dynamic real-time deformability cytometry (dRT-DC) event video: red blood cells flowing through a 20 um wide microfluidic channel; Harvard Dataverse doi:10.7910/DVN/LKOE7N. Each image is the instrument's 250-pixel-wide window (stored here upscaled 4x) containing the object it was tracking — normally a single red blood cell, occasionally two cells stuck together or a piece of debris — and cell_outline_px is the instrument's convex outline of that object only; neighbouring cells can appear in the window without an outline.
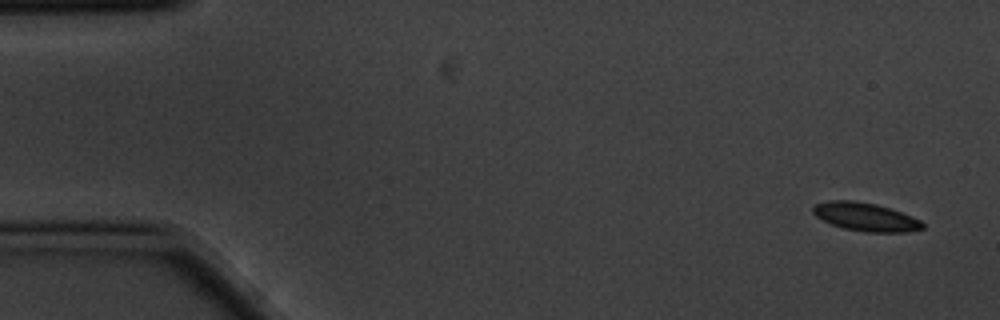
{"species": "common noctule bat (a hibernating species)", "species_latin": "Nyctalus noctula", "temperature_condition": "cold", "stored_images_in_passage": 5, "camera_frame_rate_fps": 3000, "um_per_image_px": 0.085, "animal": {"sex": "male", "body_mass_g": 20.1, "forearm_length_mm": 53.5}, "frame": {"image": 1, "passage_image": 1, "time_ms": 0.0, "image_size_px": [1000, 320], "cell_outline_px": [[924, 228], [908, 232], [868, 232], [844, 228], [832, 224], [816, 216], [812, 212], [812, 208], [816, 204], [828, 200], [852, 200], [876, 204], [912, 216], [920, 220], [924, 224]], "centroid_in_image_um": [73.57, 18.43], "position_along_channel_um": 11.4, "area_um2": 17.92}}
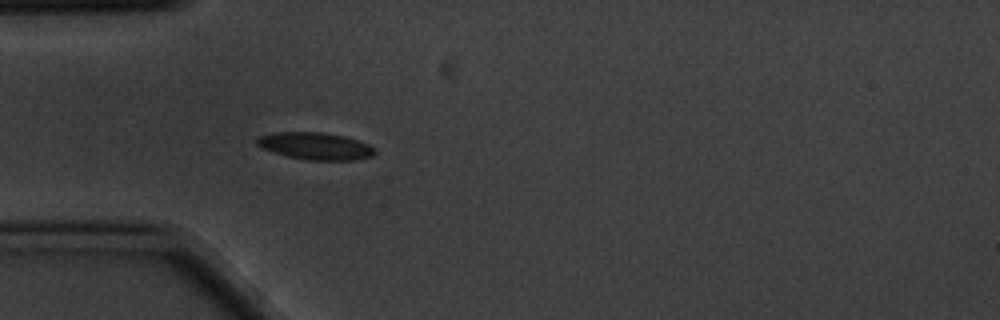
{"frame": {"image": 2, "passage_image": 5, "time_ms": 1.333, "image_size_px": [1000, 320], "cell_outline_px": [[376, 152], [372, 156], [352, 160], [308, 160], [288, 156], [272, 152], [260, 148], [256, 144], [256, 140], [260, 136], [272, 132], [324, 132], [344, 136], [368, 144]], "centroid_in_image_um": [26.76, 12.41], "position_along_channel_um": 58.2, "area_um2": 18.61}}